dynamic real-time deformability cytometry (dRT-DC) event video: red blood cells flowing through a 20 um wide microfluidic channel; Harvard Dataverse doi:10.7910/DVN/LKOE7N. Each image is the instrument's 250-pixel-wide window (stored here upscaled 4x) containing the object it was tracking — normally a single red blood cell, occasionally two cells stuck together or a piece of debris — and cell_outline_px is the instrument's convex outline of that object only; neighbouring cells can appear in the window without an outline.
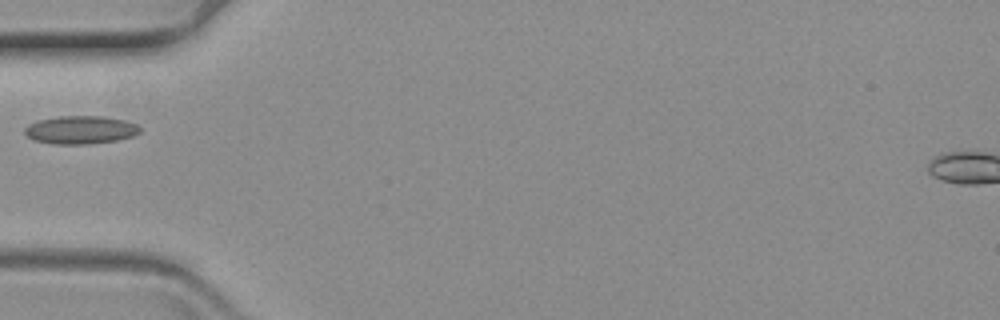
{"species": "common noctule bat (a hibernating species)", "species_latin": "Nyctalus noctula", "temperature_condition": "warm", "stored_images_in_passage": 42, "camera_frame_rate_fps": 3000, "um_per_image_px": 0.085, "animal": {"sex": "female", "body_mass_g": 19.3, "forearm_length_mm": 54.1}, "frame": {"image": 1, "passage_image": 1, "time_ms": 0.0, "image_size_px": [1000, 320], "cell_outline_px": [[140, 132], [132, 136], [120, 140], [88, 144], [52, 144], [32, 140], [24, 132], [24, 128], [28, 124], [36, 120], [60, 116], [104, 116], [124, 120], [136, 124], [140, 128]], "centroid_in_image_um": [6.82, 11.04], "position_along_channel_um": 78.2, "area_um2": 19.07}}
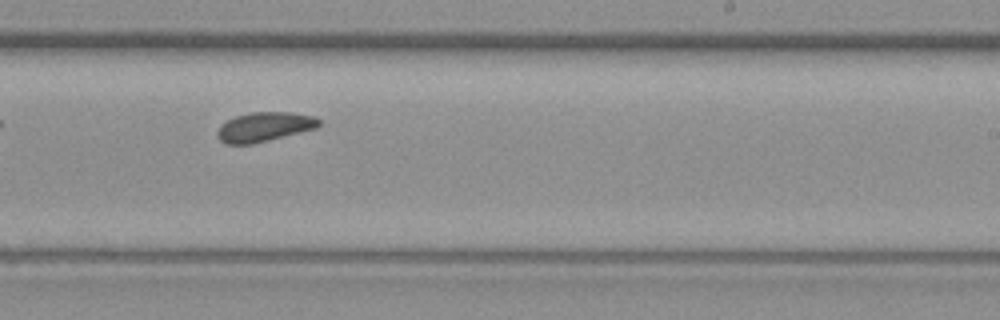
{"frame": {"image": 2, "passage_image": 18, "time_ms": 5.667, "image_size_px": [1000, 320], "cell_outline_px": [[320, 124], [316, 128], [252, 144], [224, 144], [216, 136], [216, 132], [220, 124], [236, 116], [248, 112], [292, 112], [316, 116], [320, 120]], "centroid_in_image_um": [22.44, 10.77], "position_along_channel_um": 266.6, "area_um2": 17.51}}
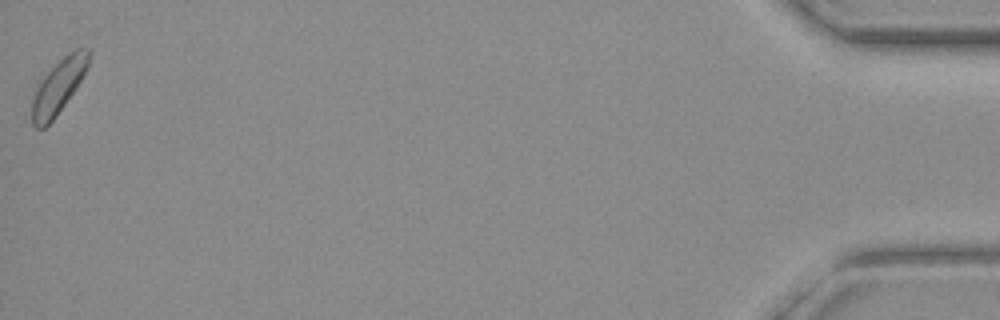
{"frame": {"image": 3, "passage_image": 42, "time_ms": 13.667, "image_size_px": [1000, 320], "cell_outline_px": [[92, 52], [88, 68], [56, 116], [44, 128], [36, 128], [32, 124], [32, 100], [36, 88], [40, 80], [68, 52], [76, 48], [88, 48]], "centroid_in_image_um": [4.99, 7.31], "position_along_channel_um": 430.2, "area_um2": 17.63}}